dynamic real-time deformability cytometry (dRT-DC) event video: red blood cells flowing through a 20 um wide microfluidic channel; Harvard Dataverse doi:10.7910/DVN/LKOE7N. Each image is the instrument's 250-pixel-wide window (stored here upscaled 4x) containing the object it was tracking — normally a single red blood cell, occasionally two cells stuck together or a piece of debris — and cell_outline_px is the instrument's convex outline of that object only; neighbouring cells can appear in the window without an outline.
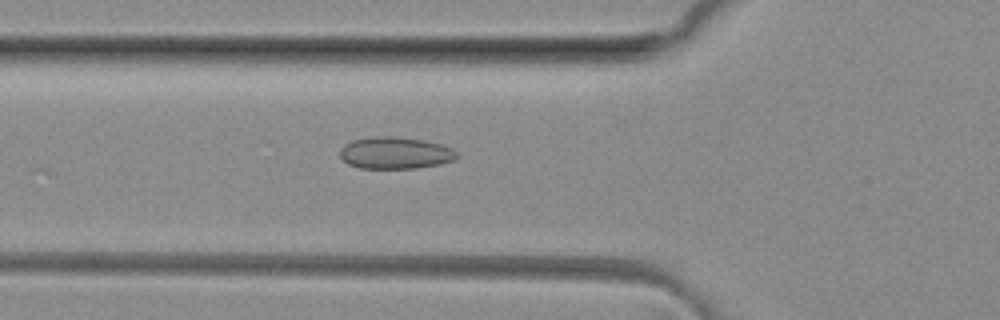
{"species": "common noctule bat (a hibernating species)", "species_latin": "Nyctalus noctula", "temperature_condition": "room temperature", "stored_images_in_passage": 37, "camera_frame_rate_fps": 3000, "um_per_image_px": 0.085, "animal": {"sex": "female", "body_mass_g": 29.2, "forearm_length_mm": 56.3}, "frame": {"image": 1, "passage_image": 4, "time_ms": 1.0, "image_size_px": [1000, 320], "cell_outline_px": [[460, 156], [452, 160], [440, 164], [416, 168], [360, 168], [348, 164], [340, 156], [340, 148], [344, 144], [352, 140], [380, 136], [392, 136], [420, 140], [440, 144], [452, 148]], "centroid_in_image_um": [33.58, 13.0], "position_along_channel_um": 92.2, "area_um2": 21.56}}
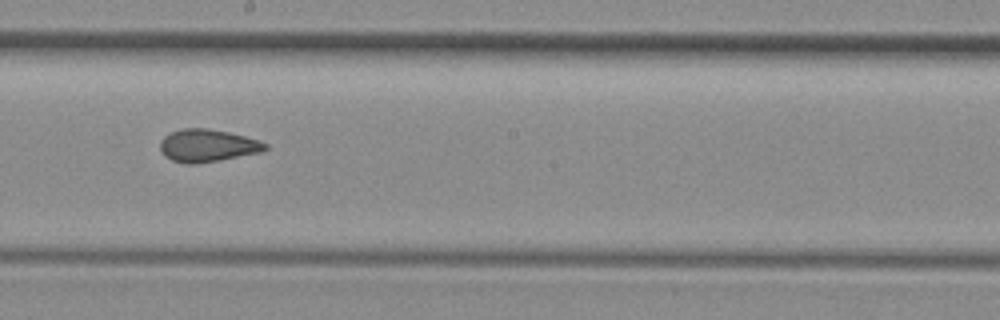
{"frame": {"image": 2, "passage_image": 14, "time_ms": 4.333, "image_size_px": [1000, 320], "cell_outline_px": [[268, 148], [260, 152], [220, 160], [196, 164], [184, 164], [172, 160], [164, 156], [160, 148], [160, 140], [164, 136], [180, 128], [208, 128], [228, 132], [260, 140], [268, 144]], "centroid_in_image_um": [17.62, 12.37], "position_along_channel_um": 230.6, "area_um2": 20.06}}
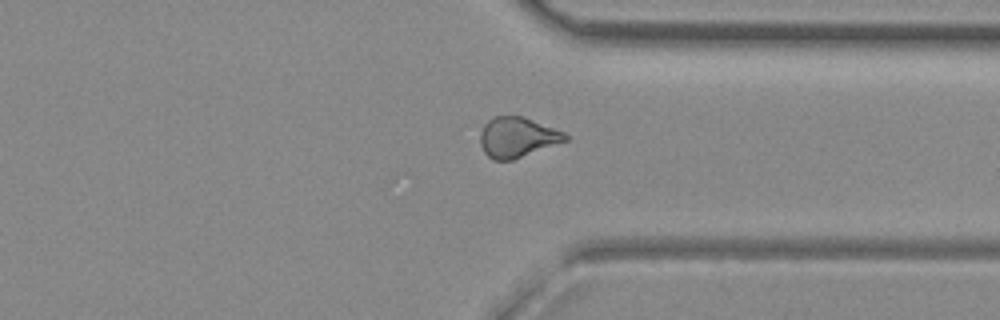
{"frame": {"image": 3, "passage_image": 24, "time_ms": 7.667, "image_size_px": [1000, 320], "cell_outline_px": [[568, 140], [512, 160], [492, 160], [484, 152], [480, 144], [480, 132], [484, 124], [492, 116], [524, 116], [564, 132], [568, 136]], "centroid_in_image_um": [43.95, 11.66], "position_along_channel_um": 367.5, "area_um2": 19.94}}